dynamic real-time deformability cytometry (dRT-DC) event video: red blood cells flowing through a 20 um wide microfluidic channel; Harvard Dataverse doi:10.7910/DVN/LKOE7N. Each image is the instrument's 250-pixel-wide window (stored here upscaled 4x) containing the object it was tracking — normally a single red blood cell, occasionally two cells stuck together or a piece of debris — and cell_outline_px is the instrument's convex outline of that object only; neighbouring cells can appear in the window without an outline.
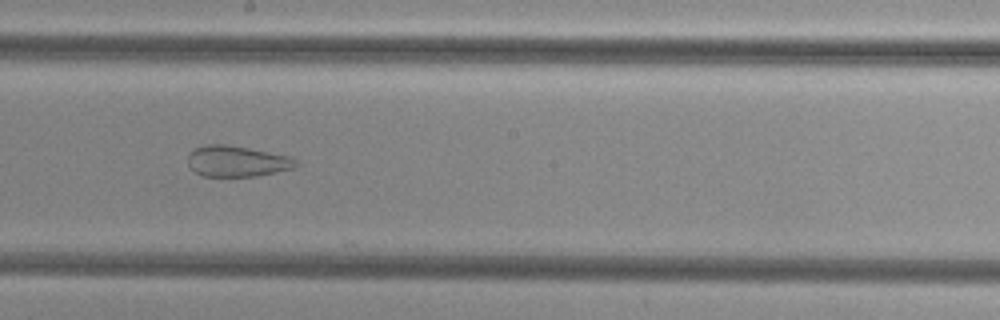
{"species": "common noctule bat (a hibernating species)", "species_latin": "Nyctalus noctula", "temperature_condition": "cold", "stored_images_in_passage": 50, "camera_frame_rate_fps": 3000, "um_per_image_px": 0.085, "animal": {"sex": "female", "body_mass_g": 29.2, "forearm_length_mm": 56.3}, "frame": {"image": 1, "passage_image": 28, "time_ms": 9.0, "image_size_px": [1000, 320], "cell_outline_px": [[300, 164], [296, 168], [256, 176], [204, 176], [196, 172], [188, 164], [188, 152], [196, 148], [208, 144], [224, 144], [248, 148], [288, 156], [296, 160]], "centroid_in_image_um": [20.15, 13.71], "position_along_channel_um": 228.0, "area_um2": 19.36}}
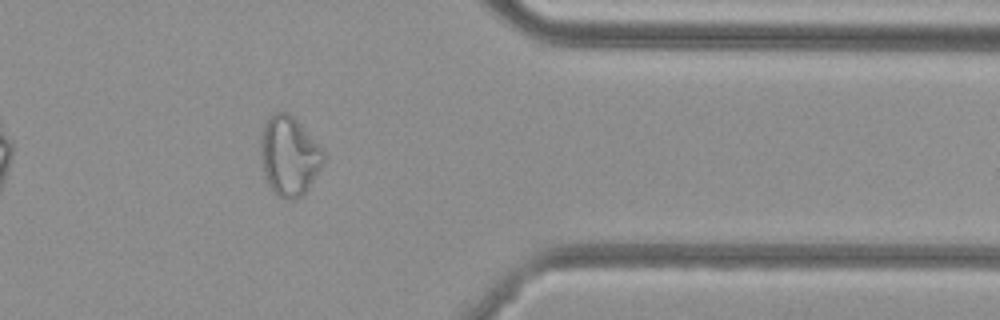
{"frame": {"image": 2, "passage_image": 41, "time_ms": 13.333, "image_size_px": [1000, 320], "cell_outline_px": [[324, 164], [308, 188], [296, 200], [284, 200], [276, 196], [272, 192], [264, 176], [260, 156], [260, 144], [264, 124], [276, 112], [288, 112], [324, 148]], "centroid_in_image_um": [24.58, 13.3], "position_along_channel_um": 386.8, "area_um2": 29.36}}
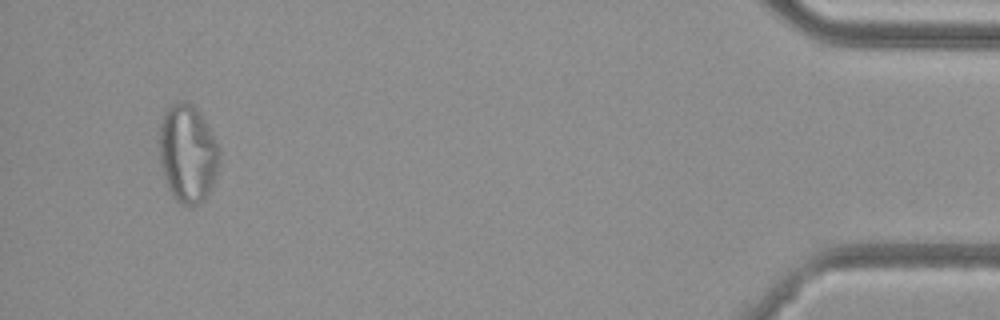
{"frame": {"image": 3, "passage_image": 48, "time_ms": 15.667, "image_size_px": [1000, 320], "cell_outline_px": [[220, 160], [208, 196], [200, 204], [192, 208], [180, 204], [172, 196], [168, 188], [160, 164], [160, 124], [164, 112], [168, 104], [176, 100], [184, 100], [192, 104], [200, 112], [220, 152]], "centroid_in_image_um": [15.93, 13.06], "position_along_channel_um": 419.3, "area_um2": 34.62}}